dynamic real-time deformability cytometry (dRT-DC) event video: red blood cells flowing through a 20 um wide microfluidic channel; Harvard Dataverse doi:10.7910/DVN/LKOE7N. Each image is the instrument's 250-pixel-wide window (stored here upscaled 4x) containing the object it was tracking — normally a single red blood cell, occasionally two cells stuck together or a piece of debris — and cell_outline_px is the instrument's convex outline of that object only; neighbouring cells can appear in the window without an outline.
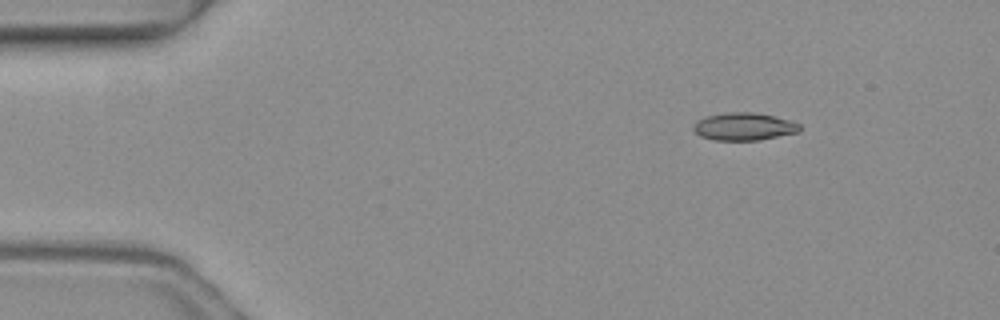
{"species": "common noctule bat (a hibernating species)", "species_latin": "Nyctalus noctula", "temperature_condition": "warm", "stored_images_in_passage": 4, "camera_frame_rate_fps": 3000, "um_per_image_px": 0.085, "animal": {"sex": "female", "body_mass_g": 19.3, "forearm_length_mm": 54.1}, "frame": {"image": 1, "passage_image": 1, "time_ms": 0.0, "image_size_px": [1000, 320], "cell_outline_px": [[800, 132], [760, 140], [716, 140], [700, 136], [692, 128], [692, 124], [696, 120], [708, 116], [724, 112], [752, 112], [772, 116], [788, 120], [800, 124]], "centroid_in_image_um": [63.21, 10.76], "position_along_channel_um": 21.8, "area_um2": 17.11}}
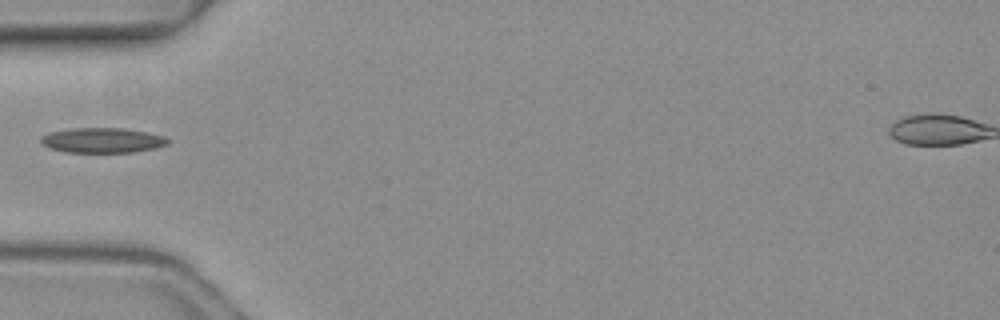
{"frame": {"image": 2, "passage_image": 3, "time_ms": 0.667, "image_size_px": [1000, 320], "cell_outline_px": [[172, 140], [168, 144], [156, 148], [136, 152], [64, 152], [48, 148], [40, 140], [40, 136], [52, 132], [72, 128], [124, 128], [148, 132], [164, 136]], "centroid_in_image_um": [8.75, 11.93], "position_along_channel_um": 76.3, "area_um2": 18.67}}
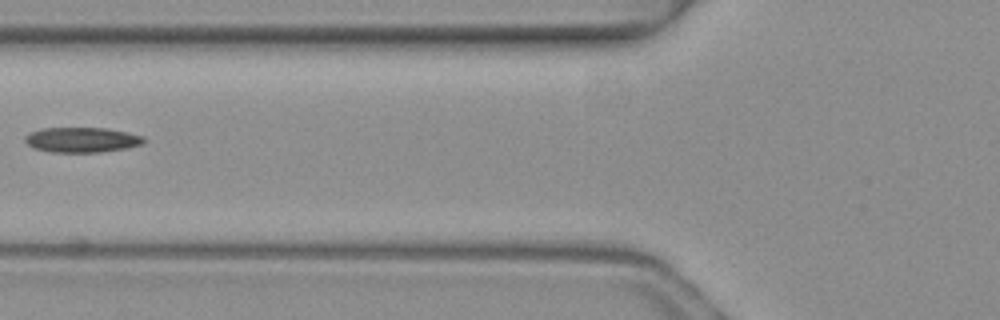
{"frame": {"image": 3, "passage_image": 4, "time_ms": 1.0, "image_size_px": [1000, 320], "cell_outline_px": [[144, 144], [124, 148], [100, 152], [52, 152], [32, 148], [24, 140], [24, 136], [28, 132], [40, 128], [108, 128], [144, 136]], "centroid_in_image_um": [6.91, 11.88], "position_along_channel_um": 118.9, "area_um2": 17.46}}